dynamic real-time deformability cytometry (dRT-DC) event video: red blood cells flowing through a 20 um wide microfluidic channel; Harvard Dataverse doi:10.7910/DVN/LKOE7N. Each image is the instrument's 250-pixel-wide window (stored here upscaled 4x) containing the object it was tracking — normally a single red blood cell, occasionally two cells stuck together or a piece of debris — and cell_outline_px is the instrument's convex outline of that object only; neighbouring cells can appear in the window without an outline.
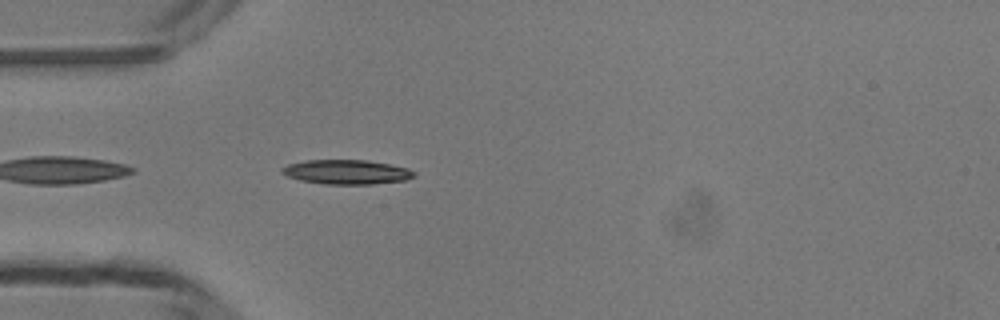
{"species": "common noctule bat (a hibernating species)", "species_latin": "Nyctalus noctula", "temperature_condition": "room temperature", "stored_images_in_passage": 36, "camera_frame_rate_fps": 3000, "um_per_image_px": 0.085, "animal": {"sex": "male", "body_mass_g": 13.3}, "frame": {"image": 1, "passage_image": 2, "time_ms": 0.333, "image_size_px": [1000, 320], "cell_outline_px": [[416, 176], [404, 180], [372, 184], [324, 184], [300, 180], [288, 176], [280, 172], [280, 168], [288, 164], [308, 160], [368, 160], [408, 168], [416, 172]], "centroid_in_image_um": [29.46, 14.62], "position_along_channel_um": 55.5, "area_um2": 18.79}}
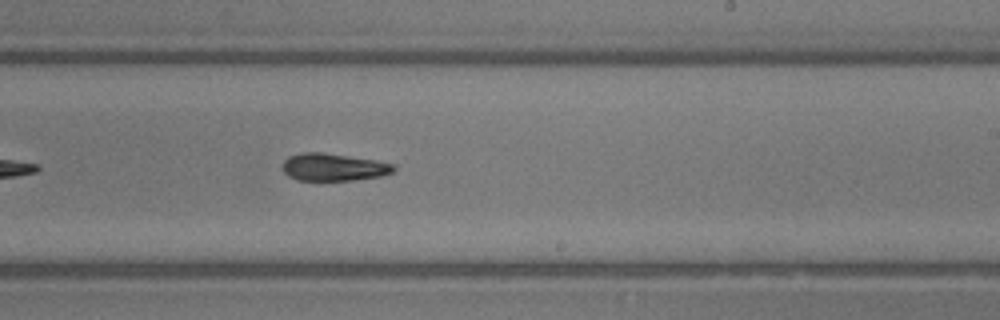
{"frame": {"image": 2, "passage_image": 17, "time_ms": 5.333, "image_size_px": [1000, 320], "cell_outline_px": [[396, 168], [392, 172], [380, 176], [352, 180], [296, 180], [288, 176], [280, 168], [284, 160], [288, 156], [300, 152], [320, 152], [376, 160], [392, 164]], "centroid_in_image_um": [28.28, 14.2], "position_along_channel_um": 260.7, "area_um2": 17.8}}
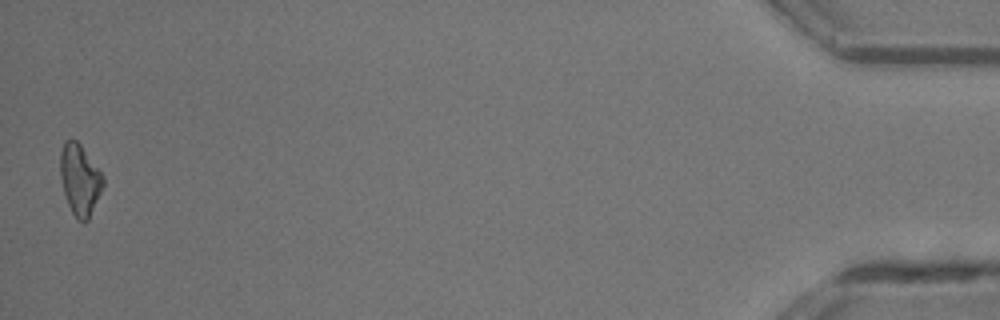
{"frame": {"image": 3, "passage_image": 36, "time_ms": 11.667, "image_size_px": [1000, 320], "cell_outline_px": [[104, 184], [88, 220], [84, 224], [76, 220], [68, 204], [64, 192], [60, 176], [60, 152], [64, 140], [76, 140], [80, 144], [104, 176]], "centroid_in_image_um": [6.78, 15.29], "position_along_channel_um": 428.4, "area_um2": 17.69}, "authors_computed_cell_mechanics": {"area_um2": 17.8602, "velocity_mm_per_s": 4.2108, "shape_relaxation_time_tau1_ms": 4.0518, "shape_relaxation_time_tau2_ms": null, "deformation_change_tau1": 0.1994, "deformation_change_tau2": null}}